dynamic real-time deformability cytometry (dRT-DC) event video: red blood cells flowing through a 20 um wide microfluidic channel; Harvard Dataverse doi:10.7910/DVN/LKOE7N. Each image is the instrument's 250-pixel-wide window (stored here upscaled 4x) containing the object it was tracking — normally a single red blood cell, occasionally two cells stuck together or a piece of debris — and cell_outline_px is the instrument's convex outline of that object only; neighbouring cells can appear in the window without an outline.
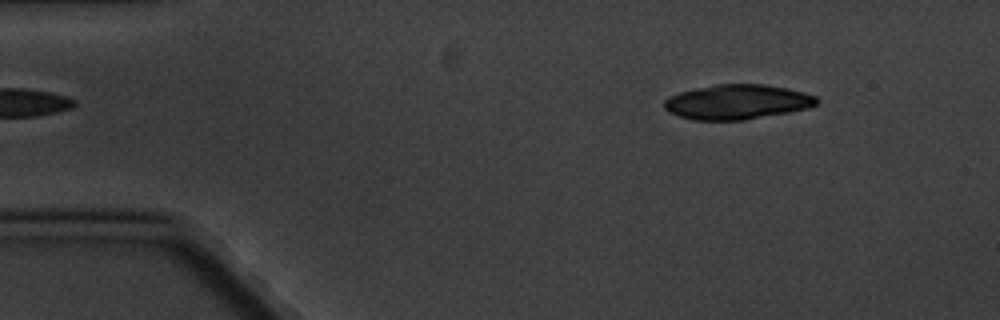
{"species": "common noctule bat (a hibernating species)", "species_latin": "Nyctalus noctula", "temperature_condition": "cold", "stored_images_in_passage": 3, "camera_frame_rate_fps": 3000, "um_per_image_px": 0.085, "animal": {"sex": "male", "body_mass_g": 20.1, "forearm_length_mm": 53.5}, "frame": {"image": 1, "passage_image": 1, "time_ms": 0.0, "image_size_px": [1000, 320], "cell_outline_px": [[820, 100], [816, 104], [808, 108], [788, 112], [744, 120], [692, 120], [668, 112], [664, 108], [664, 100], [668, 96], [680, 92], [716, 84], [764, 84], [788, 88], [804, 92], [816, 96]], "centroid_in_image_um": [62.66, 8.66], "position_along_channel_um": 22.3, "area_um2": 30.92}}